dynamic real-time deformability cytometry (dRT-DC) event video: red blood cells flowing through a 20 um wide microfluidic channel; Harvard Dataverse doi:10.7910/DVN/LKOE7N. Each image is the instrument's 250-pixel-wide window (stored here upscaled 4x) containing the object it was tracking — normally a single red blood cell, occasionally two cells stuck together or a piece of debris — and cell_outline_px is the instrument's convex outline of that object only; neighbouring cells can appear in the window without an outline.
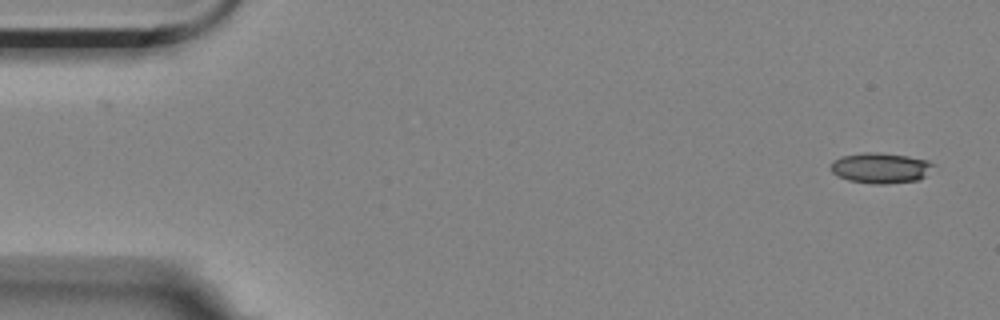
{"species": "Egyptian fruit bat (a non-hibernating species)", "species_latin": "Rousettus aegyptiacus", "temperature_condition": "room temperature", "stored_images_in_passage": 2, "camera_frame_rate_fps": 3000, "um_per_image_px": 0.085, "animal": {"sex": "female"}, "frame": {"image": 1, "passage_image": 1, "time_ms": 0.0, "image_size_px": [1000, 320], "cell_outline_px": [[936, 164], [924, 176], [916, 180], [888, 184], [872, 184], [848, 180], [836, 176], [832, 172], [832, 160], [840, 156], [860, 152], [880, 152], [908, 156], [928, 160]], "centroid_in_image_um": [74.82, 14.26], "position_along_channel_um": 10.2, "area_um2": 18.44}}